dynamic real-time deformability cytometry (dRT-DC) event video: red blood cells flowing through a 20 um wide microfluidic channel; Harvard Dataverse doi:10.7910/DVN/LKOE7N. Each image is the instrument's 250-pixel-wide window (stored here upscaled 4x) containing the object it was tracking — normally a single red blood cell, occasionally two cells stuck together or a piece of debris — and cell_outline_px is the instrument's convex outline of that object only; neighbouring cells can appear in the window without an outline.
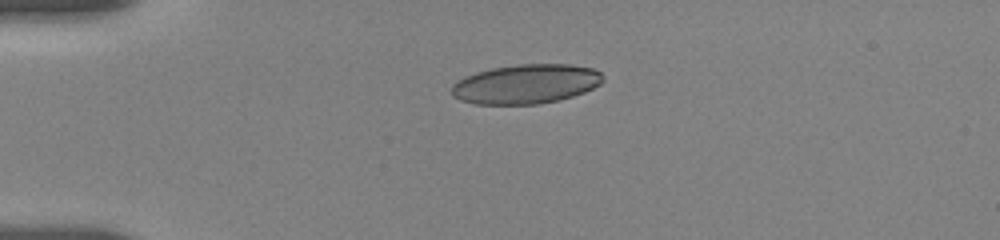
{"species": "human", "species_latin": "Homo sapiens", "temperature_condition": "room temperature", "stored_images_in_passage": 10, "camera_frame_rate_fps": 3000, "um_per_image_px": 0.085, "donor": {"sex": "female"}, "frame": {"image": 1, "passage_image": 1, "time_ms": 0.0, "image_size_px": [1000, 240], "cell_outline_px": [[604, 80], [600, 84], [584, 92], [560, 100], [540, 104], [476, 104], [460, 100], [452, 96], [452, 84], [456, 80], [464, 76], [476, 72], [492, 68], [520, 64], [568, 64], [592, 68], [600, 72], [604, 76]], "centroid_in_image_um": [44.69, 7.14], "position_along_channel_um": 40.3, "area_um2": 34.91}}
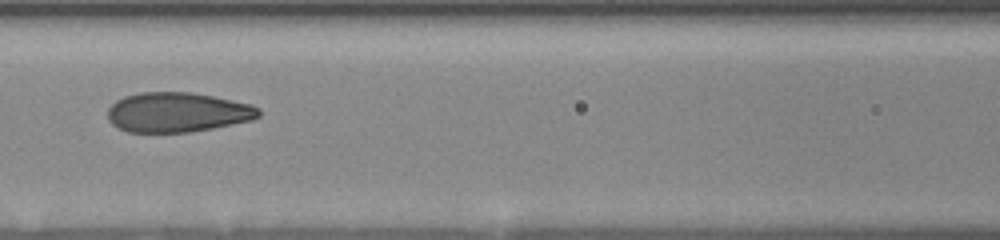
{"frame": {"image": 2, "passage_image": 6, "time_ms": 4.0, "image_size_px": [1000, 240], "cell_outline_px": [[260, 116], [252, 120], [212, 128], [188, 132], [128, 132], [112, 124], [108, 120], [108, 108], [116, 100], [124, 96], [140, 92], [192, 92], [252, 104], [260, 108]], "centroid_in_image_um": [15.08, 9.54], "position_along_channel_um": 151.5, "area_um2": 35.03}}
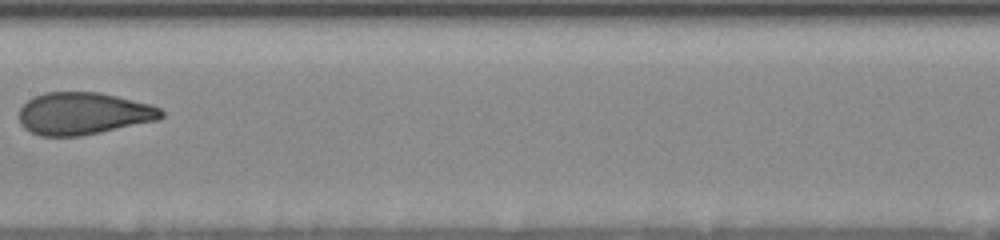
{"frame": {"image": 3, "passage_image": 9, "time_ms": 5.333, "image_size_px": [1000, 240], "cell_outline_px": [[164, 116], [160, 120], [80, 136], [40, 136], [24, 128], [20, 124], [20, 108], [32, 96], [44, 92], [100, 92], [148, 104], [160, 108], [164, 112]], "centroid_in_image_um": [7.08, 9.65], "position_along_channel_um": 200.3, "area_um2": 35.03}}